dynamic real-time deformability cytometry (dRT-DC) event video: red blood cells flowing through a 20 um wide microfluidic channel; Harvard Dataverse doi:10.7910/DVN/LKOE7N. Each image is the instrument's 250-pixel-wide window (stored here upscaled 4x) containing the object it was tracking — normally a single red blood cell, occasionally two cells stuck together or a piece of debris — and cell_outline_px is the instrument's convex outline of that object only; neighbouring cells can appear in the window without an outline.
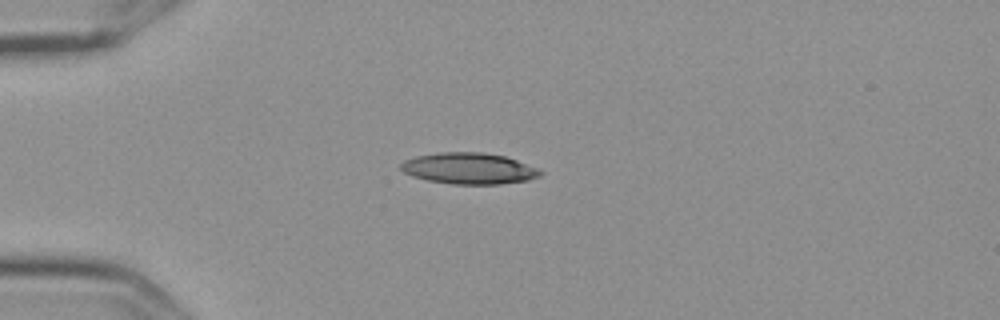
{"species": "Egyptian fruit bat (a non-hibernating species)", "species_latin": "Rousettus aegyptiacus", "temperature_condition": "cold", "stored_images_in_passage": 8, "camera_frame_rate_fps": 3000, "um_per_image_px": 0.085, "frame": {"image": 1, "passage_image": 1, "time_ms": 0.0, "image_size_px": [1000, 320], "cell_outline_px": [[544, 172], [540, 176], [528, 180], [500, 184], [452, 184], [428, 180], [412, 176], [404, 172], [400, 168], [400, 164], [404, 160], [416, 156], [440, 152], [484, 152], [504, 156], [540, 168]], "centroid_in_image_um": [39.88, 14.31], "position_along_channel_um": 45.1, "area_um2": 25.49}}
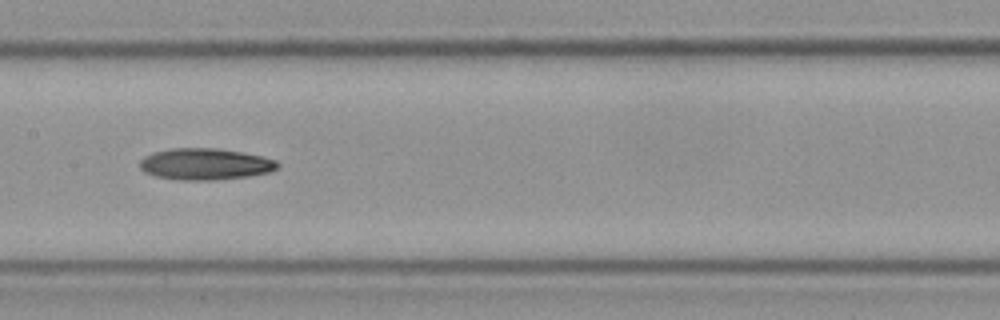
{"frame": {"image": 2, "passage_image": 5, "time_ms": 1.333, "image_size_px": [1000, 320], "cell_outline_px": [[280, 164], [276, 168], [268, 172], [248, 176], [212, 180], [180, 180], [156, 176], [144, 172], [140, 168], [140, 160], [144, 156], [152, 152], [172, 148], [216, 148], [240, 152], [260, 156], [276, 160]], "centroid_in_image_um": [17.39, 13.94], "position_along_channel_um": 190.0, "area_um2": 25.14}}
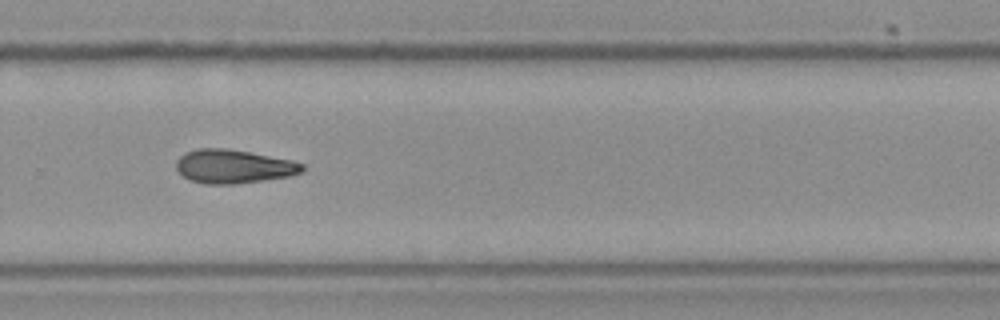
{"frame": {"image": 3, "passage_image": 8, "time_ms": 2.333, "image_size_px": [1000, 320], "cell_outline_px": [[304, 168], [300, 172], [288, 176], [232, 184], [204, 184], [188, 180], [176, 168], [176, 160], [180, 156], [196, 148], [224, 148], [248, 152], [292, 160], [304, 164]], "centroid_in_image_um": [19.81, 14.14], "position_along_channel_um": 310.0, "area_um2": 24.45}}